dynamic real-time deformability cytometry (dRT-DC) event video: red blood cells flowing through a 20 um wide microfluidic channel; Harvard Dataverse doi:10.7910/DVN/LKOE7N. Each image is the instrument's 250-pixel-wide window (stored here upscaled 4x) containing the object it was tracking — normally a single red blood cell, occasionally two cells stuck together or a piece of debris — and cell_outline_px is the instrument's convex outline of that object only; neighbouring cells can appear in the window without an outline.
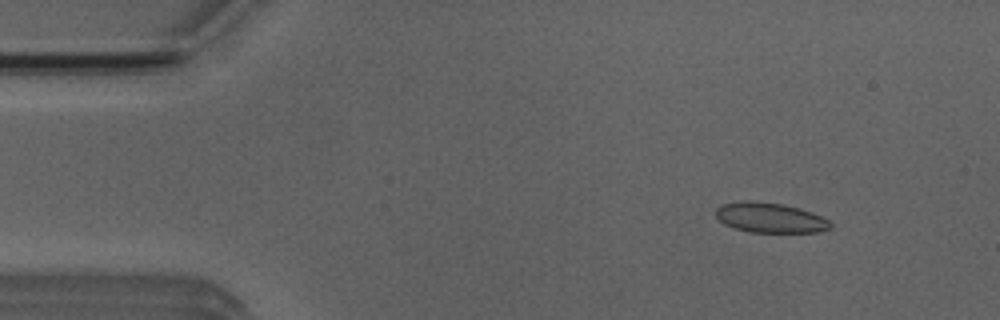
{"species": "Egyptian fruit bat (a non-hibernating species)", "species_latin": "Rousettus aegyptiacus", "temperature_condition": "room temperature", "stored_images_in_passage": 7, "camera_frame_rate_fps": 3000, "um_per_image_px": 0.085, "animal": {"sex": "male"}, "frame": {"image": 1, "passage_image": 2, "time_ms": 1.333, "image_size_px": [1000, 320], "cell_outline_px": [[832, 228], [816, 232], [748, 232], [732, 228], [724, 224], [716, 216], [716, 208], [720, 204], [752, 200], [780, 204], [800, 208], [812, 212], [828, 220], [832, 224]], "centroid_in_image_um": [65.44, 18.51], "position_along_channel_um": 19.6, "area_um2": 20.06}}
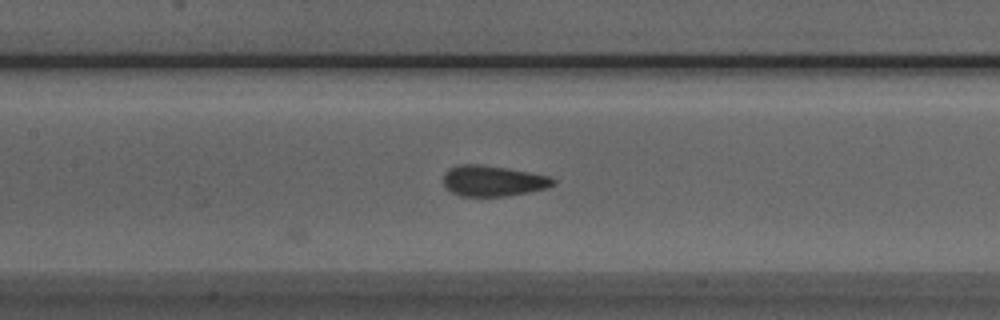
{"frame": {"image": 2, "passage_image": 7, "time_ms": 7.0, "image_size_px": [1000, 320], "cell_outline_px": [[556, 184], [548, 188], [528, 192], [504, 196], [460, 196], [452, 192], [444, 184], [444, 172], [448, 168], [460, 164], [480, 164], [508, 168], [552, 176], [556, 180]], "centroid_in_image_um": [41.94, 15.36], "position_along_channel_um": 165.5, "area_um2": 19.83}}